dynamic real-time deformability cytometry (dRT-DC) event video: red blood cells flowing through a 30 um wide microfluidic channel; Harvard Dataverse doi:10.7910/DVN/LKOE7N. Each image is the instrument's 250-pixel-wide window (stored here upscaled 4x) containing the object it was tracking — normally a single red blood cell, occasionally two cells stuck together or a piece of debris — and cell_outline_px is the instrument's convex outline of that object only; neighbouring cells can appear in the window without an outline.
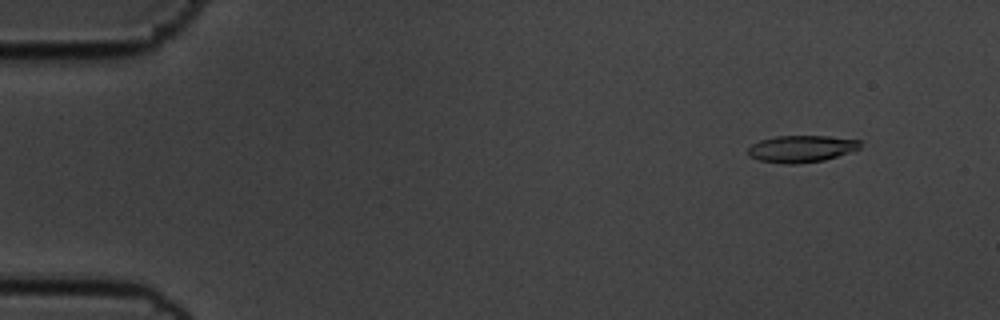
{"species": "common noctule bat (a hibernating species)", "species_latin": "Nyctalus noctula", "temperature_condition": "cold", "stored_images_in_passage": 57, "camera_frame_rate_fps": 3000, "um_per_image_px": 0.085, "animal": {"sex": "male", "body_mass_g": 19.5, "forearm_length_mm": 54.6}, "frame": {"image": 1, "passage_image": 6, "time_ms": 1.667, "image_size_px": [1000, 320], "cell_outline_px": [[860, 148], [824, 160], [796, 164], [784, 164], [760, 160], [748, 156], [748, 148], [752, 144], [760, 140], [776, 136], [828, 136], [860, 140]], "centroid_in_image_um": [68.08, 12.64], "position_along_channel_um": 16.9, "area_um2": 17.46}}
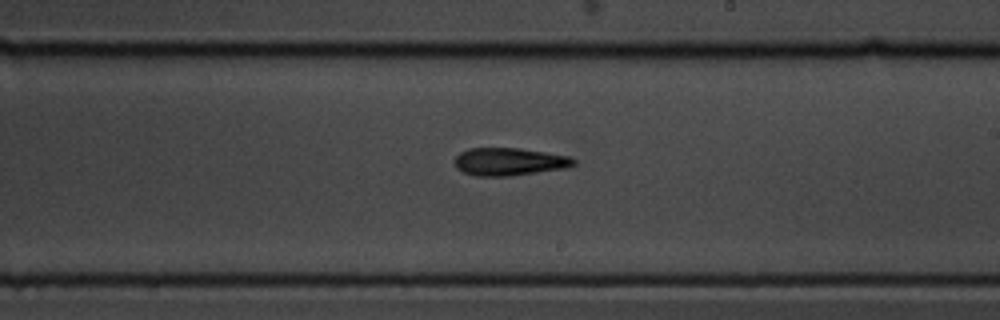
{"frame": {"image": 2, "passage_image": 34, "time_ms": 11.0, "image_size_px": [1000, 320], "cell_outline_px": [[576, 164], [564, 168], [508, 176], [476, 176], [464, 172], [456, 168], [456, 156], [460, 152], [468, 148], [520, 148], [568, 156], [576, 160]], "centroid_in_image_um": [43.27, 13.74], "position_along_channel_um": 245.7, "area_um2": 19.02}}
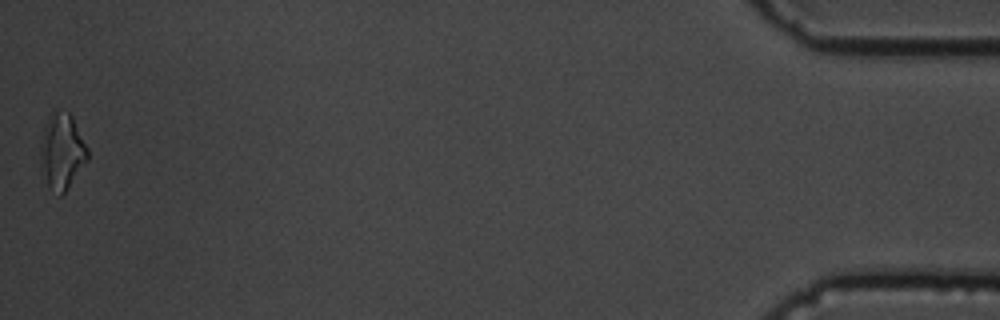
{"frame": {"image": 3, "passage_image": 57, "time_ms": 18.667, "image_size_px": [1000, 320], "cell_outline_px": [[88, 160], [68, 188], [60, 196], [48, 188], [40, 164], [40, 144], [44, 128], [52, 112], [68, 112], [72, 116], [88, 148]], "centroid_in_image_um": [5.27, 12.91], "position_along_channel_um": 429.9, "area_um2": 20.69}, "authors_computed_cell_mechanics": {"area_um2": 18.5538, "velocity_mm_per_s": 3.5691, "shape_relaxation_time_tau1_ms": 10.302, "shape_relaxation_time_tau2_ms": 5.224, "deformation_change_tau1": 0.2302, "deformation_change_tau2": 0.172}}